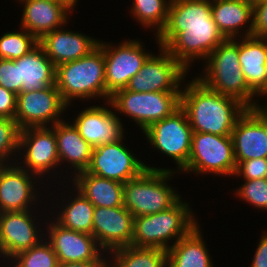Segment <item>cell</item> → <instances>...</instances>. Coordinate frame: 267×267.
<instances>
[{"label": "cell", "mask_w": 267, "mask_h": 267, "mask_svg": "<svg viewBox=\"0 0 267 267\" xmlns=\"http://www.w3.org/2000/svg\"><path fill=\"white\" fill-rule=\"evenodd\" d=\"M159 46L187 70L226 40L211 15V0H171L165 27L156 35Z\"/></svg>", "instance_id": "obj_1"}, {"label": "cell", "mask_w": 267, "mask_h": 267, "mask_svg": "<svg viewBox=\"0 0 267 267\" xmlns=\"http://www.w3.org/2000/svg\"><path fill=\"white\" fill-rule=\"evenodd\" d=\"M181 108L193 132L231 136L237 119L246 111L238 100L203 85L197 78L181 89Z\"/></svg>", "instance_id": "obj_2"}, {"label": "cell", "mask_w": 267, "mask_h": 267, "mask_svg": "<svg viewBox=\"0 0 267 267\" xmlns=\"http://www.w3.org/2000/svg\"><path fill=\"white\" fill-rule=\"evenodd\" d=\"M205 74L196 77L203 85L224 96L232 97L247 109H254L255 94L249 89L238 55L236 38L226 39L206 58Z\"/></svg>", "instance_id": "obj_3"}, {"label": "cell", "mask_w": 267, "mask_h": 267, "mask_svg": "<svg viewBox=\"0 0 267 267\" xmlns=\"http://www.w3.org/2000/svg\"><path fill=\"white\" fill-rule=\"evenodd\" d=\"M55 86L69 106L73 99H106L105 59L97 46L87 56L56 66Z\"/></svg>", "instance_id": "obj_4"}, {"label": "cell", "mask_w": 267, "mask_h": 267, "mask_svg": "<svg viewBox=\"0 0 267 267\" xmlns=\"http://www.w3.org/2000/svg\"><path fill=\"white\" fill-rule=\"evenodd\" d=\"M190 210L180 198L166 210L135 217L131 245L167 251L171 247L168 241L176 237V243L198 225Z\"/></svg>", "instance_id": "obj_5"}, {"label": "cell", "mask_w": 267, "mask_h": 267, "mask_svg": "<svg viewBox=\"0 0 267 267\" xmlns=\"http://www.w3.org/2000/svg\"><path fill=\"white\" fill-rule=\"evenodd\" d=\"M173 173L167 168L148 166L139 176L124 183L123 206L134 218L170 208L181 198L167 184Z\"/></svg>", "instance_id": "obj_6"}, {"label": "cell", "mask_w": 267, "mask_h": 267, "mask_svg": "<svg viewBox=\"0 0 267 267\" xmlns=\"http://www.w3.org/2000/svg\"><path fill=\"white\" fill-rule=\"evenodd\" d=\"M128 115L144 131L181 107V91L132 92L126 88L116 91L106 102Z\"/></svg>", "instance_id": "obj_7"}, {"label": "cell", "mask_w": 267, "mask_h": 267, "mask_svg": "<svg viewBox=\"0 0 267 267\" xmlns=\"http://www.w3.org/2000/svg\"><path fill=\"white\" fill-rule=\"evenodd\" d=\"M236 166L231 136L192 133L190 156L182 171L233 176Z\"/></svg>", "instance_id": "obj_8"}, {"label": "cell", "mask_w": 267, "mask_h": 267, "mask_svg": "<svg viewBox=\"0 0 267 267\" xmlns=\"http://www.w3.org/2000/svg\"><path fill=\"white\" fill-rule=\"evenodd\" d=\"M143 133L153 147L175 161L180 171L187 166L193 131L181 107L172 115L152 123Z\"/></svg>", "instance_id": "obj_9"}, {"label": "cell", "mask_w": 267, "mask_h": 267, "mask_svg": "<svg viewBox=\"0 0 267 267\" xmlns=\"http://www.w3.org/2000/svg\"><path fill=\"white\" fill-rule=\"evenodd\" d=\"M98 46L104 52L106 101H109L116 91L127 87L151 54L136 40L121 42L118 47L99 40Z\"/></svg>", "instance_id": "obj_10"}, {"label": "cell", "mask_w": 267, "mask_h": 267, "mask_svg": "<svg viewBox=\"0 0 267 267\" xmlns=\"http://www.w3.org/2000/svg\"><path fill=\"white\" fill-rule=\"evenodd\" d=\"M160 55H150L126 89L132 92L181 91L180 83L188 70L159 46Z\"/></svg>", "instance_id": "obj_11"}, {"label": "cell", "mask_w": 267, "mask_h": 267, "mask_svg": "<svg viewBox=\"0 0 267 267\" xmlns=\"http://www.w3.org/2000/svg\"><path fill=\"white\" fill-rule=\"evenodd\" d=\"M68 105L62 100L59 90L51 85L43 90L20 92L17 95L15 121L20 130L30 127H48L62 121L59 114Z\"/></svg>", "instance_id": "obj_12"}, {"label": "cell", "mask_w": 267, "mask_h": 267, "mask_svg": "<svg viewBox=\"0 0 267 267\" xmlns=\"http://www.w3.org/2000/svg\"><path fill=\"white\" fill-rule=\"evenodd\" d=\"M123 139L94 147L90 164L85 171L123 184L139 176L148 166L134 157L123 145Z\"/></svg>", "instance_id": "obj_13"}, {"label": "cell", "mask_w": 267, "mask_h": 267, "mask_svg": "<svg viewBox=\"0 0 267 267\" xmlns=\"http://www.w3.org/2000/svg\"><path fill=\"white\" fill-rule=\"evenodd\" d=\"M20 150L25 152L24 160L22 159L24 165L21 168L39 175V178L60 165L57 140L52 127H30L20 130Z\"/></svg>", "instance_id": "obj_14"}, {"label": "cell", "mask_w": 267, "mask_h": 267, "mask_svg": "<svg viewBox=\"0 0 267 267\" xmlns=\"http://www.w3.org/2000/svg\"><path fill=\"white\" fill-rule=\"evenodd\" d=\"M134 216L124 207H95L92 235L104 252L131 245Z\"/></svg>", "instance_id": "obj_15"}, {"label": "cell", "mask_w": 267, "mask_h": 267, "mask_svg": "<svg viewBox=\"0 0 267 267\" xmlns=\"http://www.w3.org/2000/svg\"><path fill=\"white\" fill-rule=\"evenodd\" d=\"M47 226L49 229L47 239L57 255L58 262H88L104 259L102 249H99L100 246L97 245L93 235L65 228L56 221L48 223Z\"/></svg>", "instance_id": "obj_16"}, {"label": "cell", "mask_w": 267, "mask_h": 267, "mask_svg": "<svg viewBox=\"0 0 267 267\" xmlns=\"http://www.w3.org/2000/svg\"><path fill=\"white\" fill-rule=\"evenodd\" d=\"M236 163L250 159H267V121L255 109L237 119L231 133Z\"/></svg>", "instance_id": "obj_17"}, {"label": "cell", "mask_w": 267, "mask_h": 267, "mask_svg": "<svg viewBox=\"0 0 267 267\" xmlns=\"http://www.w3.org/2000/svg\"><path fill=\"white\" fill-rule=\"evenodd\" d=\"M10 164L0 165V213L30 210L38 197L33 179L39 176L21 168L20 163Z\"/></svg>", "instance_id": "obj_18"}, {"label": "cell", "mask_w": 267, "mask_h": 267, "mask_svg": "<svg viewBox=\"0 0 267 267\" xmlns=\"http://www.w3.org/2000/svg\"><path fill=\"white\" fill-rule=\"evenodd\" d=\"M30 210L0 213V255L11 259L17 253L30 249L42 239L37 222ZM35 223V224H34Z\"/></svg>", "instance_id": "obj_19"}, {"label": "cell", "mask_w": 267, "mask_h": 267, "mask_svg": "<svg viewBox=\"0 0 267 267\" xmlns=\"http://www.w3.org/2000/svg\"><path fill=\"white\" fill-rule=\"evenodd\" d=\"M80 112L72 124L92 148L124 137L121 120L110 109L95 105Z\"/></svg>", "instance_id": "obj_20"}, {"label": "cell", "mask_w": 267, "mask_h": 267, "mask_svg": "<svg viewBox=\"0 0 267 267\" xmlns=\"http://www.w3.org/2000/svg\"><path fill=\"white\" fill-rule=\"evenodd\" d=\"M24 4L21 28L40 40L45 34L65 26L71 9L57 0H20Z\"/></svg>", "instance_id": "obj_21"}, {"label": "cell", "mask_w": 267, "mask_h": 267, "mask_svg": "<svg viewBox=\"0 0 267 267\" xmlns=\"http://www.w3.org/2000/svg\"><path fill=\"white\" fill-rule=\"evenodd\" d=\"M98 43L99 40L79 32L62 30V27L45 34L39 40V44L55 66L87 56Z\"/></svg>", "instance_id": "obj_22"}, {"label": "cell", "mask_w": 267, "mask_h": 267, "mask_svg": "<svg viewBox=\"0 0 267 267\" xmlns=\"http://www.w3.org/2000/svg\"><path fill=\"white\" fill-rule=\"evenodd\" d=\"M238 40L241 70L249 89L257 96L267 87V38L246 36Z\"/></svg>", "instance_id": "obj_23"}, {"label": "cell", "mask_w": 267, "mask_h": 267, "mask_svg": "<svg viewBox=\"0 0 267 267\" xmlns=\"http://www.w3.org/2000/svg\"><path fill=\"white\" fill-rule=\"evenodd\" d=\"M15 61L18 63V83H21V92L43 90L55 85L56 66L40 44Z\"/></svg>", "instance_id": "obj_24"}, {"label": "cell", "mask_w": 267, "mask_h": 267, "mask_svg": "<svg viewBox=\"0 0 267 267\" xmlns=\"http://www.w3.org/2000/svg\"><path fill=\"white\" fill-rule=\"evenodd\" d=\"M57 140L60 164L68 162L75 174L85 171L91 161L92 147L81 137L77 128L62 120L52 126Z\"/></svg>", "instance_id": "obj_25"}, {"label": "cell", "mask_w": 267, "mask_h": 267, "mask_svg": "<svg viewBox=\"0 0 267 267\" xmlns=\"http://www.w3.org/2000/svg\"><path fill=\"white\" fill-rule=\"evenodd\" d=\"M211 15L226 39L237 38L243 25L248 22L249 28L243 36H252V4L242 0H211Z\"/></svg>", "instance_id": "obj_26"}, {"label": "cell", "mask_w": 267, "mask_h": 267, "mask_svg": "<svg viewBox=\"0 0 267 267\" xmlns=\"http://www.w3.org/2000/svg\"><path fill=\"white\" fill-rule=\"evenodd\" d=\"M73 183L95 207L123 206L124 184L82 171L74 175Z\"/></svg>", "instance_id": "obj_27"}, {"label": "cell", "mask_w": 267, "mask_h": 267, "mask_svg": "<svg viewBox=\"0 0 267 267\" xmlns=\"http://www.w3.org/2000/svg\"><path fill=\"white\" fill-rule=\"evenodd\" d=\"M198 226L167 250V267H214Z\"/></svg>", "instance_id": "obj_28"}, {"label": "cell", "mask_w": 267, "mask_h": 267, "mask_svg": "<svg viewBox=\"0 0 267 267\" xmlns=\"http://www.w3.org/2000/svg\"><path fill=\"white\" fill-rule=\"evenodd\" d=\"M76 191L74 199L57 214L55 221L65 228L92 235L95 206L78 190Z\"/></svg>", "instance_id": "obj_29"}, {"label": "cell", "mask_w": 267, "mask_h": 267, "mask_svg": "<svg viewBox=\"0 0 267 267\" xmlns=\"http://www.w3.org/2000/svg\"><path fill=\"white\" fill-rule=\"evenodd\" d=\"M110 254L114 257V267H167V251L159 248L130 245Z\"/></svg>", "instance_id": "obj_30"}, {"label": "cell", "mask_w": 267, "mask_h": 267, "mask_svg": "<svg viewBox=\"0 0 267 267\" xmlns=\"http://www.w3.org/2000/svg\"><path fill=\"white\" fill-rule=\"evenodd\" d=\"M131 13L144 27L157 29L158 35L165 27L171 0H133Z\"/></svg>", "instance_id": "obj_31"}, {"label": "cell", "mask_w": 267, "mask_h": 267, "mask_svg": "<svg viewBox=\"0 0 267 267\" xmlns=\"http://www.w3.org/2000/svg\"><path fill=\"white\" fill-rule=\"evenodd\" d=\"M19 32H6L0 37V58L15 60L34 49L39 40L26 29Z\"/></svg>", "instance_id": "obj_32"}, {"label": "cell", "mask_w": 267, "mask_h": 267, "mask_svg": "<svg viewBox=\"0 0 267 267\" xmlns=\"http://www.w3.org/2000/svg\"><path fill=\"white\" fill-rule=\"evenodd\" d=\"M11 259L16 263L13 267H58L59 263L57 255L46 238L30 249L17 253Z\"/></svg>", "instance_id": "obj_33"}, {"label": "cell", "mask_w": 267, "mask_h": 267, "mask_svg": "<svg viewBox=\"0 0 267 267\" xmlns=\"http://www.w3.org/2000/svg\"><path fill=\"white\" fill-rule=\"evenodd\" d=\"M20 129L14 119L0 118V165H5L9 156L19 152Z\"/></svg>", "instance_id": "obj_34"}, {"label": "cell", "mask_w": 267, "mask_h": 267, "mask_svg": "<svg viewBox=\"0 0 267 267\" xmlns=\"http://www.w3.org/2000/svg\"><path fill=\"white\" fill-rule=\"evenodd\" d=\"M236 194L251 205L267 210V178L245 180Z\"/></svg>", "instance_id": "obj_35"}, {"label": "cell", "mask_w": 267, "mask_h": 267, "mask_svg": "<svg viewBox=\"0 0 267 267\" xmlns=\"http://www.w3.org/2000/svg\"><path fill=\"white\" fill-rule=\"evenodd\" d=\"M235 175L243 176L244 180L267 178V159L260 158L241 161L236 166Z\"/></svg>", "instance_id": "obj_36"}, {"label": "cell", "mask_w": 267, "mask_h": 267, "mask_svg": "<svg viewBox=\"0 0 267 267\" xmlns=\"http://www.w3.org/2000/svg\"><path fill=\"white\" fill-rule=\"evenodd\" d=\"M0 86L18 95L21 83H18V63L15 60L0 58Z\"/></svg>", "instance_id": "obj_37"}, {"label": "cell", "mask_w": 267, "mask_h": 267, "mask_svg": "<svg viewBox=\"0 0 267 267\" xmlns=\"http://www.w3.org/2000/svg\"><path fill=\"white\" fill-rule=\"evenodd\" d=\"M252 36L267 38V0L253 5Z\"/></svg>", "instance_id": "obj_38"}, {"label": "cell", "mask_w": 267, "mask_h": 267, "mask_svg": "<svg viewBox=\"0 0 267 267\" xmlns=\"http://www.w3.org/2000/svg\"><path fill=\"white\" fill-rule=\"evenodd\" d=\"M17 95L0 86V118L15 119Z\"/></svg>", "instance_id": "obj_39"}, {"label": "cell", "mask_w": 267, "mask_h": 267, "mask_svg": "<svg viewBox=\"0 0 267 267\" xmlns=\"http://www.w3.org/2000/svg\"><path fill=\"white\" fill-rule=\"evenodd\" d=\"M250 267H267V232L262 235Z\"/></svg>", "instance_id": "obj_40"}, {"label": "cell", "mask_w": 267, "mask_h": 267, "mask_svg": "<svg viewBox=\"0 0 267 267\" xmlns=\"http://www.w3.org/2000/svg\"><path fill=\"white\" fill-rule=\"evenodd\" d=\"M101 261L58 263V267H96Z\"/></svg>", "instance_id": "obj_41"}, {"label": "cell", "mask_w": 267, "mask_h": 267, "mask_svg": "<svg viewBox=\"0 0 267 267\" xmlns=\"http://www.w3.org/2000/svg\"><path fill=\"white\" fill-rule=\"evenodd\" d=\"M265 106H260V104H256L254 109L267 121V101Z\"/></svg>", "instance_id": "obj_42"}, {"label": "cell", "mask_w": 267, "mask_h": 267, "mask_svg": "<svg viewBox=\"0 0 267 267\" xmlns=\"http://www.w3.org/2000/svg\"><path fill=\"white\" fill-rule=\"evenodd\" d=\"M67 5L72 11L78 0H57Z\"/></svg>", "instance_id": "obj_43"}, {"label": "cell", "mask_w": 267, "mask_h": 267, "mask_svg": "<svg viewBox=\"0 0 267 267\" xmlns=\"http://www.w3.org/2000/svg\"><path fill=\"white\" fill-rule=\"evenodd\" d=\"M106 258L104 257V259L96 266V267H114L113 262H109L108 260H105Z\"/></svg>", "instance_id": "obj_44"}, {"label": "cell", "mask_w": 267, "mask_h": 267, "mask_svg": "<svg viewBox=\"0 0 267 267\" xmlns=\"http://www.w3.org/2000/svg\"><path fill=\"white\" fill-rule=\"evenodd\" d=\"M242 1L254 5V4L258 3L260 0H242Z\"/></svg>", "instance_id": "obj_45"}, {"label": "cell", "mask_w": 267, "mask_h": 267, "mask_svg": "<svg viewBox=\"0 0 267 267\" xmlns=\"http://www.w3.org/2000/svg\"><path fill=\"white\" fill-rule=\"evenodd\" d=\"M261 95H262V97H263V95L267 96V87L265 88V90L259 96H261Z\"/></svg>", "instance_id": "obj_46"}]
</instances>
